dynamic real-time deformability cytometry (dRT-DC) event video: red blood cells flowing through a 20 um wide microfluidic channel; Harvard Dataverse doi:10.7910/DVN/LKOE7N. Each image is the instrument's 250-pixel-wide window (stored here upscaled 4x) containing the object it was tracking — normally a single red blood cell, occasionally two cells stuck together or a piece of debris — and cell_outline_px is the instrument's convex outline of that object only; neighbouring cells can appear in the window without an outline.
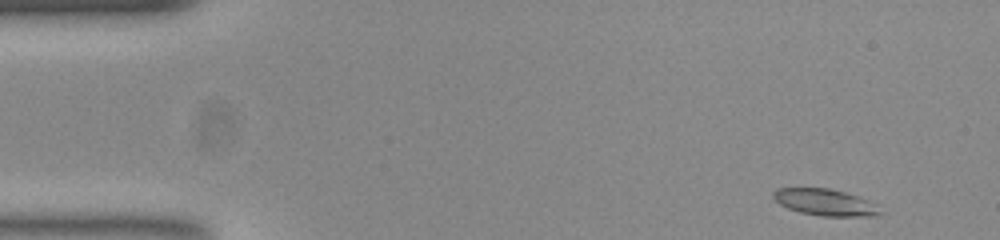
{"species": "common noctule bat (a hibernating species)", "species_latin": "Nyctalus noctula", "temperature_condition": "room temperature", "stored_images_in_passage": 49, "camera_frame_rate_fps": 3000, "um_per_image_px": 0.085, "animal": {"sex": "female", "body_mass_g": 23.0, "forearm_length_mm": 53.4}, "frame": {"image": 1, "passage_image": 1, "time_ms": 0.0, "image_size_px": [1000, 240], "cell_outline_px": [[880, 212], [876, 216], [820, 216], [800, 212], [788, 208], [780, 204], [772, 196], [772, 192], [776, 188], [828, 188], [844, 192], [868, 200], [876, 204]], "centroid_in_image_um": [70.1, 17.19], "position_along_channel_um": 14.9, "area_um2": 16.42}}
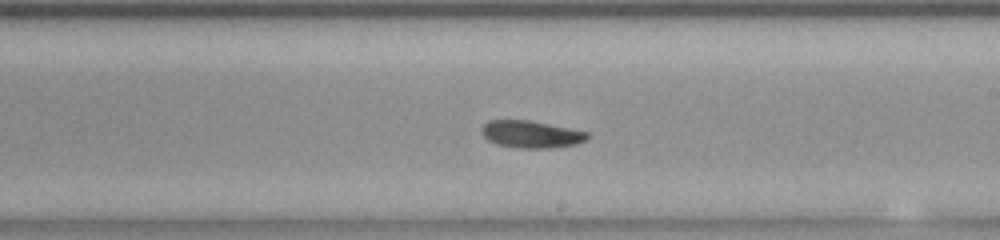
{"frame": {"image": 2, "passage_image": 27, "time_ms": 8.667, "image_size_px": [1000, 240], "cell_outline_px": [[588, 136], [584, 140], [576, 144], [552, 148], [516, 148], [496, 144], [488, 140], [480, 132], [480, 128], [488, 120], [528, 120], [588, 132]], "centroid_in_image_um": [45.08, 11.42], "position_along_channel_um": 243.9, "area_um2": 16.7}}
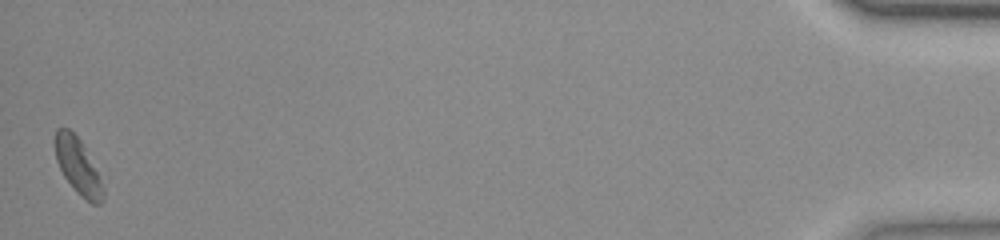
{"frame": {"image": 3, "passage_image": 49, "time_ms": 16.0, "image_size_px": [1000, 240], "cell_outline_px": [[104, 200], [100, 204], [92, 204], [80, 196], [76, 192], [64, 176], [56, 160], [56, 128], [68, 128], [80, 140], [104, 188]], "centroid_in_image_um": [6.63, 14.19], "position_along_channel_um": 428.6, "area_um2": 15.09}, "authors_computed_cell_mechanics": {"area_um2": 16.6464, "velocity_mm_per_s": 3.8609, "shape_relaxation_time_tau1_ms": 8.5524, "shape_relaxation_time_tau2_ms": null, "deformation_change_tau1": 0.1578, "deformation_change_tau2": null}}